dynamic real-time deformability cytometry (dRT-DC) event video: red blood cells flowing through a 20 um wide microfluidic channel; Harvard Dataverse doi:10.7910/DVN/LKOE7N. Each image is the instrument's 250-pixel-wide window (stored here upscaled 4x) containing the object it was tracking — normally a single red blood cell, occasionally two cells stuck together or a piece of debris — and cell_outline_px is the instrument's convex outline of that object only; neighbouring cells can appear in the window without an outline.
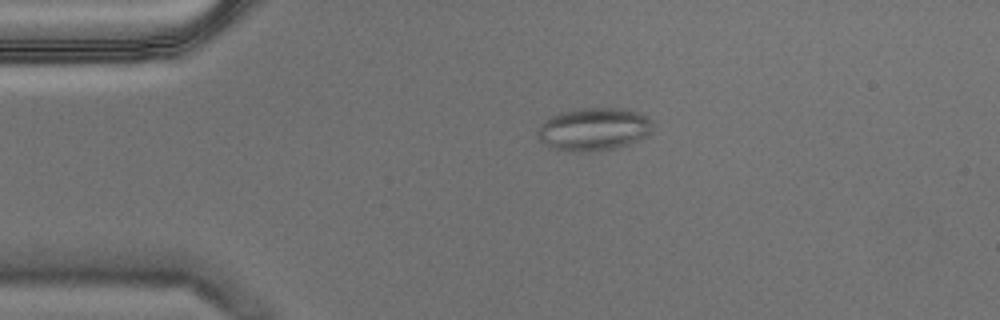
{"species": "Egyptian fruit bat (a non-hibernating species)", "species_latin": "Rousettus aegyptiacus", "temperature_condition": "warm", "stored_images_in_passage": 49, "camera_frame_rate_fps": 3000, "um_per_image_px": 0.085, "animal": {"sex": "male"}, "frame": {"image": 1, "passage_image": 4, "time_ms": 1.0, "image_size_px": [1000, 320], "cell_outline_px": [[652, 132], [628, 144], [616, 148], [556, 148], [544, 144], [536, 136], [536, 132], [548, 116], [560, 112], [580, 108], [624, 108], [648, 116], [652, 120]], "centroid_in_image_um": [50.49, 10.9], "position_along_channel_um": 34.5, "area_um2": 27.8}}
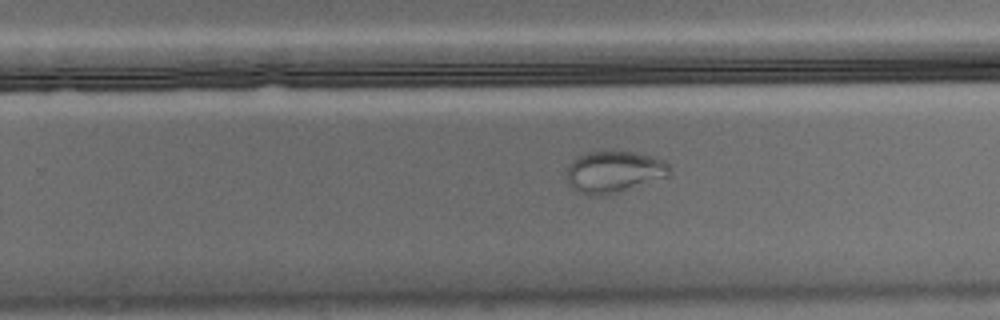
{"frame": {"image": 2, "passage_image": 28, "time_ms": 9.0, "image_size_px": [1000, 320], "cell_outline_px": [[672, 176], [608, 196], [588, 196], [576, 192], [568, 184], [568, 164], [576, 156], [588, 152], [636, 152], [652, 156], [664, 160], [668, 164], [672, 172]], "centroid_in_image_um": [52.22, 14.64], "position_along_channel_um": 277.6, "area_um2": 25.66}}
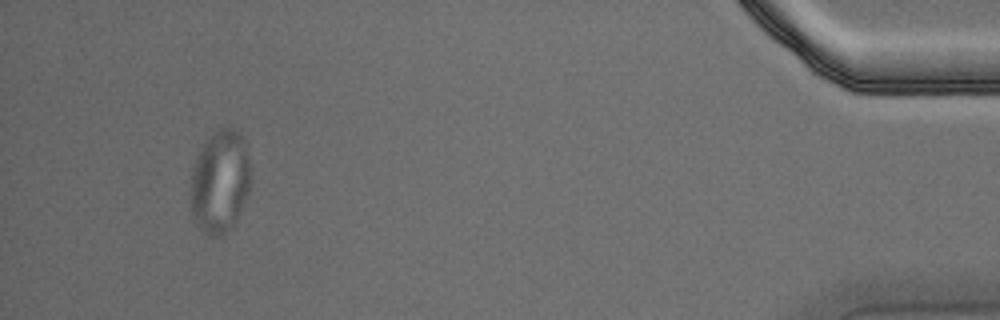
{"frame": {"image": 3, "passage_image": 46, "time_ms": 15.0, "image_size_px": [1000, 320], "cell_outline_px": [[252, 184], [248, 196], [232, 228], [220, 236], [208, 236], [196, 224], [192, 212], [192, 168], [196, 156], [204, 144], [220, 128], [232, 128], [240, 132], [244, 140], [248, 156], [252, 176]], "centroid_in_image_um": [18.75, 15.46], "position_along_channel_um": 416.5, "area_um2": 36.13}, "authors_computed_cell_mechanics": {"area_um2": 28.9, "velocity_mm_per_s": 3.4898, "shape_relaxation_time_tau1_ms": null, "shape_relaxation_time_tau2_ms": 1.1656, "deformation_change_tau1": null, "deformation_change_tau2": 0.0326}}